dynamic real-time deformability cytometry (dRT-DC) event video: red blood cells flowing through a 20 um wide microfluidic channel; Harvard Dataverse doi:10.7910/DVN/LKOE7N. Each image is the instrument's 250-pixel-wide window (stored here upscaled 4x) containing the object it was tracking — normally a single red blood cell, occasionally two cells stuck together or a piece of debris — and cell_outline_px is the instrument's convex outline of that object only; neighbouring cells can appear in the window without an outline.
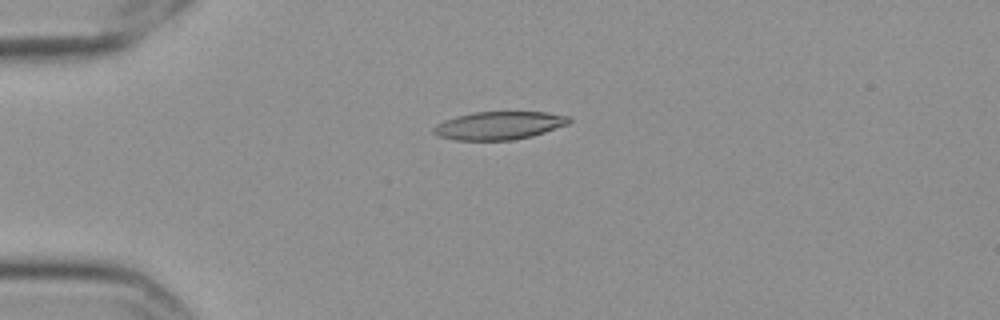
{"species": "Egyptian fruit bat (a non-hibernating species)", "species_latin": "Rousettus aegyptiacus", "temperature_condition": "cold", "stored_images_in_passage": 58, "camera_frame_rate_fps": 3000, "um_per_image_px": 0.085, "frame": {"image": 1, "passage_image": 15, "time_ms": 4.667, "image_size_px": [1000, 320], "cell_outline_px": [[572, 120], [568, 124], [532, 136], [512, 140], [456, 140], [436, 136], [432, 132], [432, 128], [436, 124], [444, 120], [456, 116], [472, 112], [548, 112], [568, 116]], "centroid_in_image_um": [42.38, 10.67], "position_along_channel_um": 42.6, "area_um2": 22.25}}
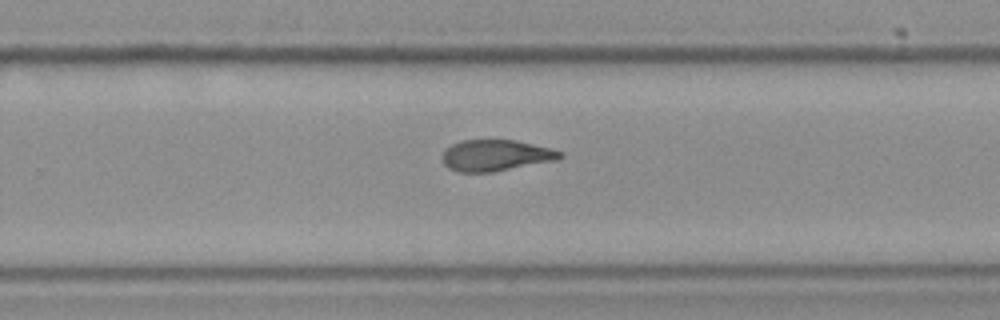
{"frame": {"image": 2, "passage_image": 38, "time_ms": 12.333, "image_size_px": [1000, 320], "cell_outline_px": [[564, 156], [556, 160], [492, 172], [456, 172], [448, 168], [444, 164], [440, 156], [452, 144], [460, 140], [516, 140], [552, 148], [564, 152]], "centroid_in_image_um": [42.14, 13.21], "position_along_channel_um": 287.7, "area_um2": 21.56}}
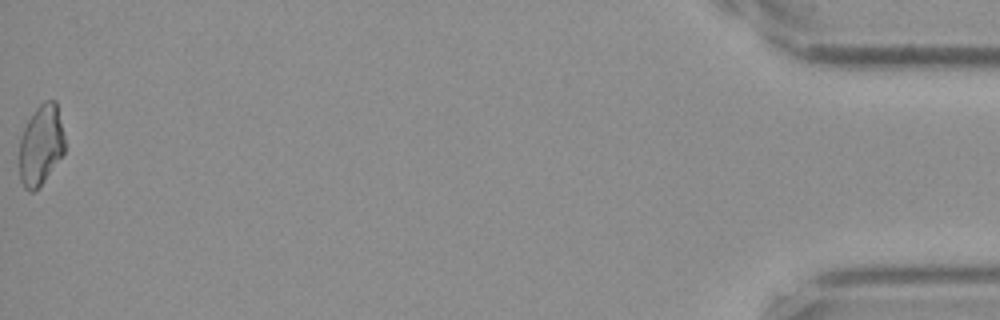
{"frame": {"image": 3, "passage_image": 58, "time_ms": 19.0, "image_size_px": [1000, 320], "cell_outline_px": [[64, 152], [44, 180], [32, 192], [28, 192], [24, 188], [20, 180], [20, 136], [28, 120], [36, 108], [44, 100], [56, 100], [64, 136]], "centroid_in_image_um": [3.46, 12.31], "position_along_channel_um": 431.7, "area_um2": 20.98}, "authors_computed_cell_mechanics": {"area_um2": 22.1085, "velocity_mm_per_s": 3.5605, "shape_relaxation_time_tau1_ms": null, "shape_relaxation_time_tau2_ms": 3.7757, "deformation_change_tau1": null, "deformation_change_tau2": 0.107}}